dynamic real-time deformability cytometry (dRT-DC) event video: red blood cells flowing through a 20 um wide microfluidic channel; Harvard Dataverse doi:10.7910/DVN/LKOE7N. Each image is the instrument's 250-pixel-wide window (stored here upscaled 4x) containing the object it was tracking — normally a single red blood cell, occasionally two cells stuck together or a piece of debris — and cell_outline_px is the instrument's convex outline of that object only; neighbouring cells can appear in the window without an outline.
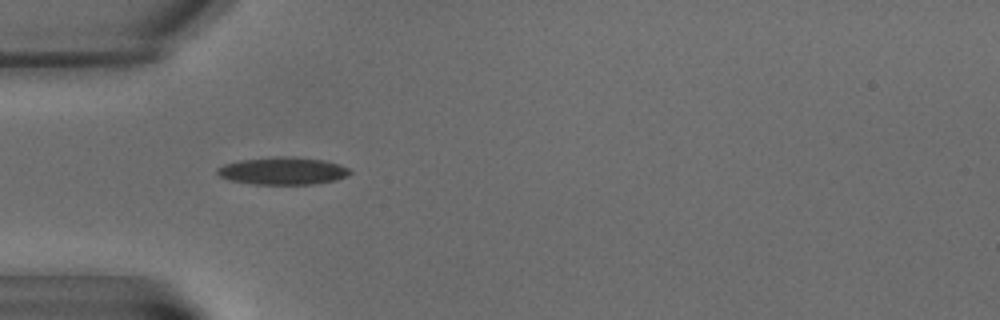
{"species": "common noctule bat (a hibernating species)", "species_latin": "Nyctalus noctula", "temperature_condition": "warm", "stored_images_in_passage": 2, "camera_frame_rate_fps": 3000, "um_per_image_px": 0.085, "animal": {"sex": "male", "body_mass_g": 15.6}, "frame": {"image": 1, "passage_image": 1, "time_ms": 0.0, "image_size_px": [1000, 320], "cell_outline_px": [[352, 172], [348, 176], [336, 180], [312, 184], [252, 184], [228, 180], [220, 176], [216, 172], [216, 168], [224, 164], [240, 160], [276, 156], [292, 156], [324, 160], [340, 164], [348, 168]], "centroid_in_image_um": [24.03, 14.52], "position_along_channel_um": 61.0, "area_um2": 21.44}}